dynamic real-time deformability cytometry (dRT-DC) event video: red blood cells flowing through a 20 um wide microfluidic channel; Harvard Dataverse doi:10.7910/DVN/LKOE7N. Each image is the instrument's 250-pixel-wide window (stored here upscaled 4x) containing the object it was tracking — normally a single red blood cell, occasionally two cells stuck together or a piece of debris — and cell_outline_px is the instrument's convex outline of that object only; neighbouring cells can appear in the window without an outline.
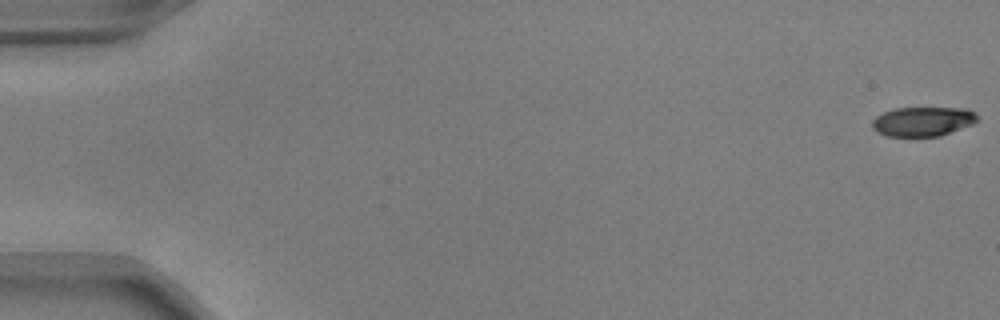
{"species": "common noctule bat (a hibernating species)", "species_latin": "Nyctalus noctula", "temperature_condition": "warm", "stored_images_in_passage": 53, "camera_frame_rate_fps": 3000, "um_per_image_px": 0.085, "animal": {"sex": "male", "body_mass_g": 17.9, "forearm_length_mm": 54.2}, "frame": {"image": 1, "passage_image": 1, "time_ms": 0.0, "image_size_px": [1000, 320], "cell_outline_px": [[980, 120], [972, 124], [940, 136], [888, 136], [876, 132], [872, 128], [872, 120], [876, 116], [884, 112], [896, 108], [968, 108], [976, 112]], "centroid_in_image_um": [78.46, 10.32], "position_along_channel_um": 6.5, "area_um2": 18.15}}
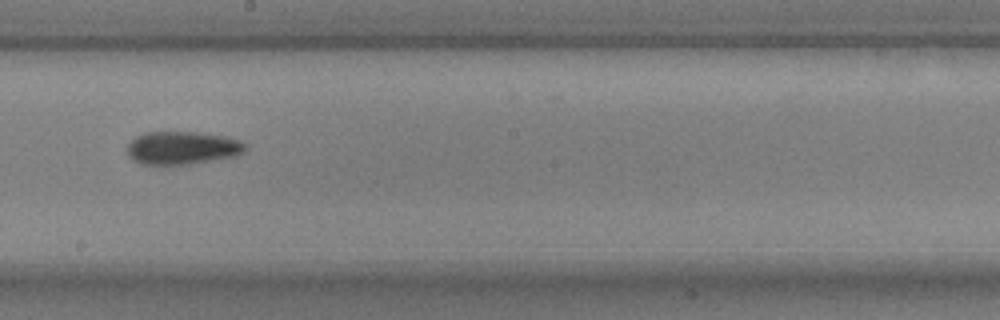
{"frame": {"image": 2, "passage_image": 31, "time_ms": 10.0, "image_size_px": [1000, 320], "cell_outline_px": [[248, 148], [244, 152], [236, 156], [192, 164], [140, 164], [132, 160], [128, 156], [128, 144], [136, 136], [144, 132], [200, 132], [228, 136], [240, 140], [248, 144]], "centroid_in_image_um": [15.55, 12.56], "position_along_channel_um": 232.7, "area_um2": 23.12}}
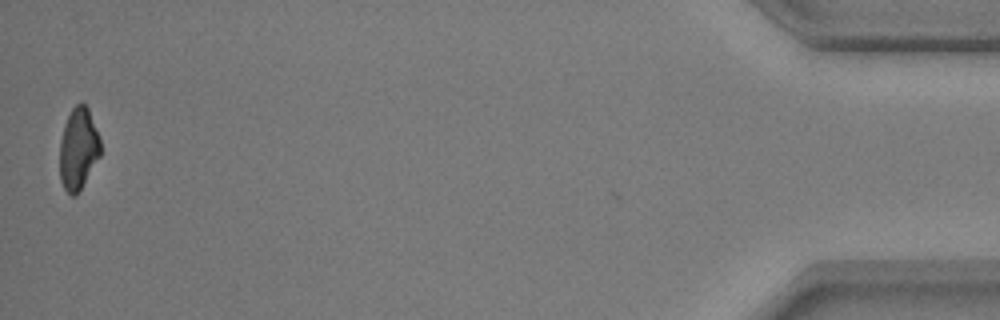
{"frame": {"image": 3, "passage_image": 53, "time_ms": 17.333, "image_size_px": [1000, 320], "cell_outline_px": [[100, 156], [76, 196], [72, 196], [64, 188], [60, 180], [60, 140], [64, 124], [72, 108], [76, 104], [84, 104], [88, 108], [100, 140]], "centroid_in_image_um": [6.64, 12.66], "position_along_channel_um": 428.6, "area_um2": 19.19}, "authors_computed_cell_mechanics": {"area_um2": 21.1548, "velocity_mm_per_s": 3.8475, "shape_relaxation_time_tau1_ms": 4.9781, "shape_relaxation_time_tau2_ms": 7.5446, "deformation_change_tau1": 0.1609, "deformation_change_tau2": 0.1458}}